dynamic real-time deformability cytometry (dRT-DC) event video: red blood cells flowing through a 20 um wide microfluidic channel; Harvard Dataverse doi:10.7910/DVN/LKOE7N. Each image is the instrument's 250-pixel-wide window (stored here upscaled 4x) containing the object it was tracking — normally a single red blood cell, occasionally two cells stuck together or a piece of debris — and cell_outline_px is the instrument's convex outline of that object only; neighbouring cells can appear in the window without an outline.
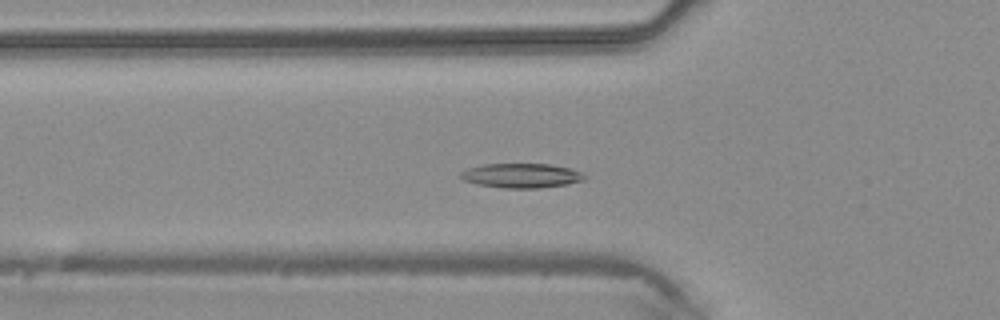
{"species": "common noctule bat (a hibernating species)", "species_latin": "Nyctalus noctula", "temperature_condition": "warm", "stored_images_in_passage": 40, "camera_frame_rate_fps": 3000, "um_per_image_px": 0.085, "animal": {"sex": "male", "body_mass_g": 20.4}, "frame": {"image": 1, "passage_image": 12, "time_ms": 3.667, "image_size_px": [1000, 320], "cell_outline_px": [[588, 176], [584, 180], [568, 184], [540, 188], [504, 188], [476, 184], [464, 180], [460, 176], [460, 172], [468, 168], [484, 164], [552, 164], [572, 168], [584, 172]], "centroid_in_image_um": [44.39, 14.92], "position_along_channel_um": 81.4, "area_um2": 17.92}}
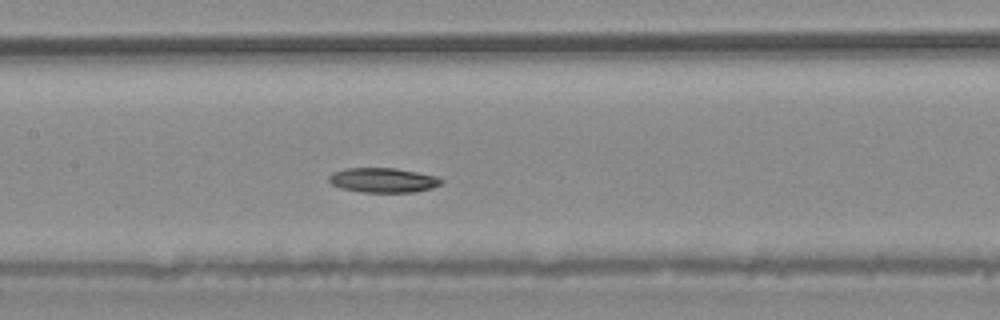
{"frame": {"image": 2, "passage_image": 18, "time_ms": 5.667, "image_size_px": [1000, 320], "cell_outline_px": [[444, 180], [440, 184], [432, 188], [416, 192], [364, 192], [340, 188], [332, 184], [328, 180], [328, 176], [332, 172], [344, 168], [396, 168], [436, 176]], "centroid_in_image_um": [32.54, 15.31], "position_along_channel_um": 174.9, "area_um2": 16.18}}
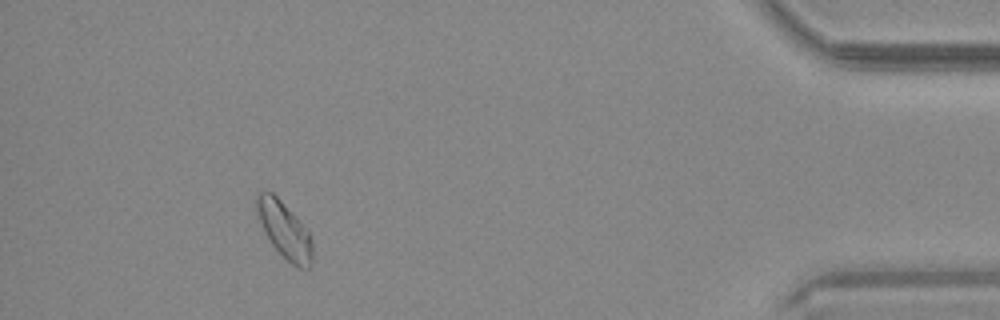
{"frame": {"image": 3, "passage_image": 37, "time_ms": 12.0, "image_size_px": [1000, 320], "cell_outline_px": [[312, 264], [308, 268], [300, 268], [292, 264], [272, 244], [264, 232], [256, 216], [256, 192], [272, 192], [296, 216], [308, 232], [312, 244]], "centroid_in_image_um": [24.15, 19.53], "position_along_channel_um": 411.1, "area_um2": 18.09}}